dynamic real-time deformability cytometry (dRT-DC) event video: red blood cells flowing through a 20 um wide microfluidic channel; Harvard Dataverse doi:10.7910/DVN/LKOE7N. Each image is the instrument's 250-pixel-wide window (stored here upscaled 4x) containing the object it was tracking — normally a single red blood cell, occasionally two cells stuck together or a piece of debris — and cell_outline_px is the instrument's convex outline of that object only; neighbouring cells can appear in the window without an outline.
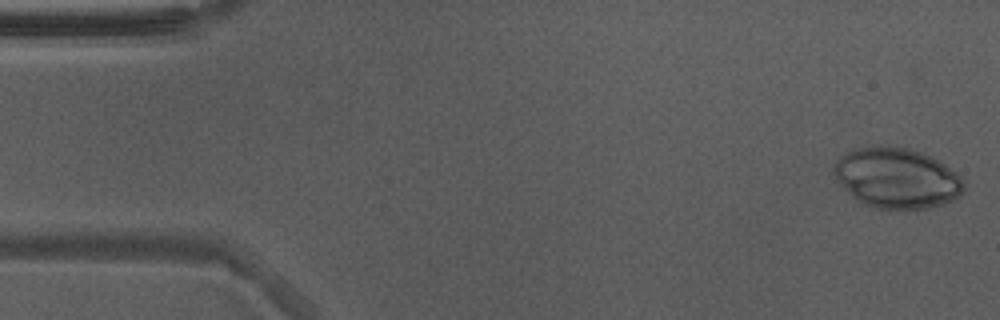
{"species": "Egyptian fruit bat (a non-hibernating species)", "species_latin": "Rousettus aegyptiacus", "temperature_condition": "warm", "stored_images_in_passage": 52, "camera_frame_rate_fps": 3000, "um_per_image_px": 0.085, "animal": {"sex": "male"}, "frame": {"image": 1, "passage_image": 1, "time_ms": 0.0, "image_size_px": [1000, 320], "cell_outline_px": [[964, 192], [960, 196], [952, 200], [928, 208], [876, 208], [864, 204], [856, 200], [844, 188], [832, 172], [832, 168], [836, 160], [840, 156], [856, 148], [880, 144], [888, 144], [908, 148], [920, 152], [944, 164], [956, 172], [960, 176], [964, 184]], "centroid_in_image_um": [76.2, 15.11], "position_along_channel_um": 8.8, "area_um2": 45.72}}
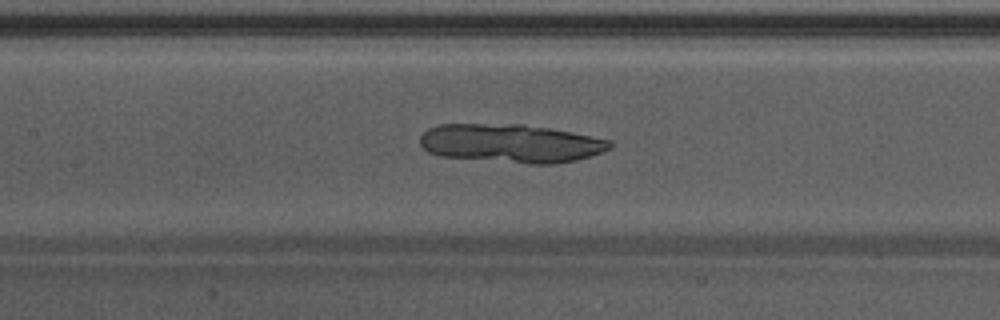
{"frame": {"image": 2, "passage_image": 23, "time_ms": 7.333, "image_size_px": [1000, 320], "cell_outline_px": [[612, 144], [608, 148], [600, 152], [576, 160], [556, 164], [528, 164], [440, 156], [428, 152], [420, 144], [420, 136], [428, 128], [440, 124], [524, 124], [548, 128], [612, 140]], "centroid_in_image_um": [43.38, 12.18], "position_along_channel_um": 164.0, "area_um2": 42.54}}
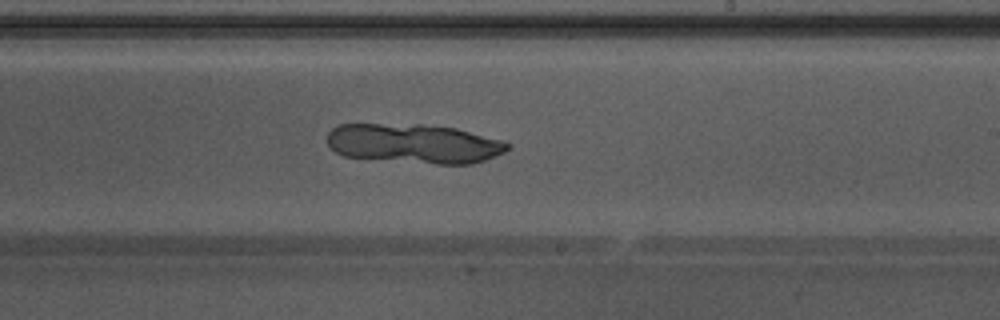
{"frame": {"image": 3, "passage_image": 30, "time_ms": 9.667, "image_size_px": [1000, 320], "cell_outline_px": [[512, 148], [504, 152], [484, 160], [472, 164], [436, 164], [344, 156], [328, 148], [328, 132], [332, 128], [340, 124], [420, 124], [456, 128], [504, 140], [512, 144]], "centroid_in_image_um": [35.22, 12.2], "position_along_channel_um": 253.8, "area_um2": 41.67}}